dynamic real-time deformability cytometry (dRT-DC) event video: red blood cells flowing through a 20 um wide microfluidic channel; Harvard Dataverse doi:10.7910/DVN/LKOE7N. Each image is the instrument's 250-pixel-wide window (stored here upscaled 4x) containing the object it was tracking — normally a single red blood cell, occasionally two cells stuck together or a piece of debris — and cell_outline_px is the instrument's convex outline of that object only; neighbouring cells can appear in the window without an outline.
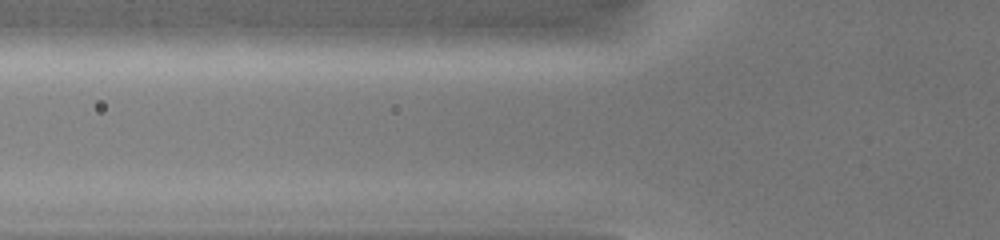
{"species": "common noctule bat (a hibernating species)", "species_latin": "Nyctalus noctula", "temperature_condition": "warm", "stored_images_in_passage": 2, "camera_frame_rate_fps": 3000, "um_per_image_px": 0.085, "animal": {"sex": "female", "body_mass_g": 19.0, "forearm_length_mm": 51.5}, "frame": {"image": 1, "passage_image": 2, "time_ms": 0.333, "image_size_px": [1000, 240], "cell_outline_px": [[592, 40], [572, 48], [460, 52], [404, 52], [396, 48], [396, 44], [408, 32], [472, 24], [572, 24], [584, 32]], "centroid_in_image_um": [41.93, 3.24], "position_along_channel_um": 83.9, "area_um2": 32.66}}